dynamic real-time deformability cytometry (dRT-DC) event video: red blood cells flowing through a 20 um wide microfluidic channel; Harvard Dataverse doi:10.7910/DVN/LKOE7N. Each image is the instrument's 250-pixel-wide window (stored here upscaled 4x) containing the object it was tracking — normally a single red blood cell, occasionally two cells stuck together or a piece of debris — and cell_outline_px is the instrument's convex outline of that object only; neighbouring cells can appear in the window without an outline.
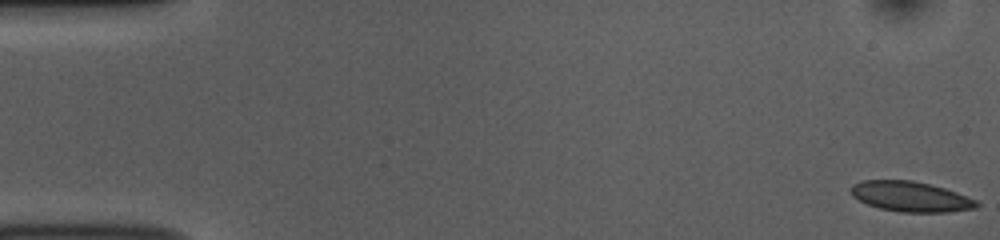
{"species": "common noctule bat (a hibernating species)", "species_latin": "Nyctalus noctula", "temperature_condition": "room temperature", "stored_images_in_passage": 53, "camera_frame_rate_fps": 3000, "um_per_image_px": 0.085, "animal": {"sex": "female", "body_mass_g": 10.0, "forearm_length_mm": 53.1}, "frame": {"image": 1, "passage_image": 1, "time_ms": 0.0, "image_size_px": [1000, 240], "cell_outline_px": [[980, 204], [976, 208], [948, 212], [900, 212], [880, 208], [868, 204], [852, 196], [848, 188], [852, 184], [860, 180], [912, 180], [944, 188], [956, 192], [976, 200]], "centroid_in_image_um": [77.37, 16.7], "position_along_channel_um": 7.6, "area_um2": 22.14}}
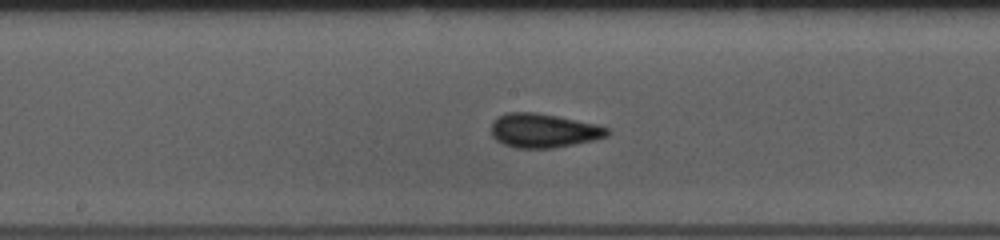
{"frame": {"image": 2, "passage_image": 27, "time_ms": 8.667, "image_size_px": [1000, 240], "cell_outline_px": [[608, 136], [592, 140], [552, 148], [516, 148], [504, 144], [496, 140], [492, 136], [492, 120], [508, 112], [536, 112], [596, 124], [608, 128]], "centroid_in_image_um": [46.16, 11.1], "position_along_channel_um": 202.0, "area_um2": 22.77}}
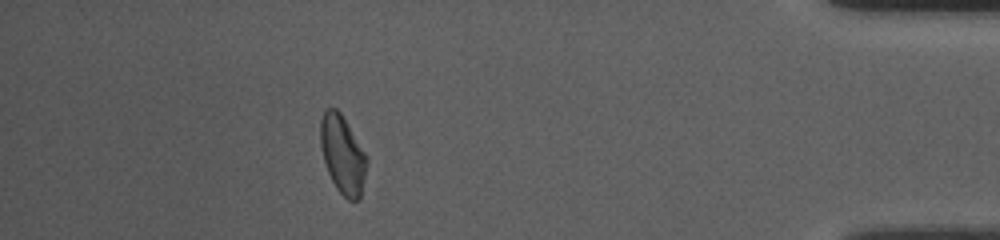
{"frame": {"image": 3, "passage_image": 47, "time_ms": 15.333, "image_size_px": [1000, 240], "cell_outline_px": [[368, 160], [360, 200], [348, 200], [336, 188], [328, 172], [324, 160], [320, 144], [320, 120], [324, 112], [328, 108], [336, 108], [340, 112], [368, 156]], "centroid_in_image_um": [29.13, 13.14], "position_along_channel_um": 406.1, "area_um2": 21.1}, "authors_computed_cell_mechanics": {"area_um2": 21.7906, "velocity_mm_per_s": 3.8008, "shape_relaxation_time_tau1_ms": 3.7454, "shape_relaxation_time_tau2_ms": 1.4585, "deformation_change_tau1": 0.1093, "deformation_change_tau2": 0.0667}}